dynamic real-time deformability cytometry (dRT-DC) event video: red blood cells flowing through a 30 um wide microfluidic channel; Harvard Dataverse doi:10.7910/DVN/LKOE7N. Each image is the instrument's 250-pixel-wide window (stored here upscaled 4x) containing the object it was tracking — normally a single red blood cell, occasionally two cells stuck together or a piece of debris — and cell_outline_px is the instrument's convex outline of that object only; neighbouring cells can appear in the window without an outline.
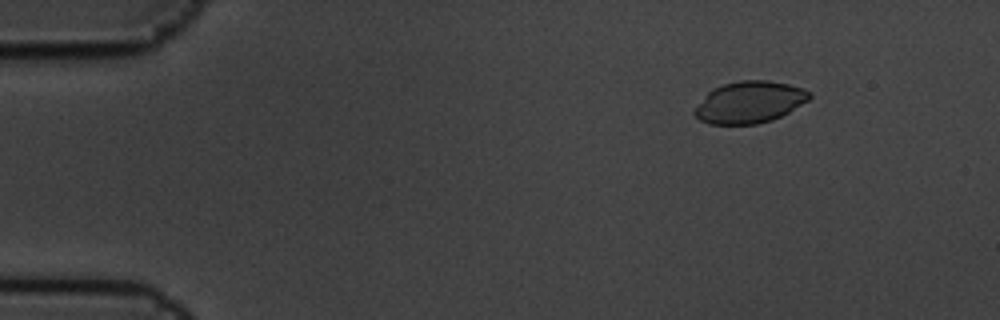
{"species": "common noctule bat (a hibernating species)", "species_latin": "Nyctalus noctula", "temperature_condition": "cold", "stored_images_in_passage": 5, "camera_frame_rate_fps": 3000, "um_per_image_px": 0.085, "animal": {"sex": "male", "body_mass_g": 19.5, "forearm_length_mm": 54.6}, "frame": {"image": 1, "passage_image": 3, "time_ms": 0.667, "image_size_px": [1000, 320], "cell_outline_px": [[812, 96], [808, 100], [788, 112], [772, 120], [756, 124], [708, 124], [700, 120], [692, 112], [708, 92], [712, 88], [724, 84], [740, 80], [768, 80], [788, 84], [804, 88], [812, 92]], "centroid_in_image_um": [63.72, 8.68], "position_along_channel_um": 21.3, "area_um2": 27.92}}